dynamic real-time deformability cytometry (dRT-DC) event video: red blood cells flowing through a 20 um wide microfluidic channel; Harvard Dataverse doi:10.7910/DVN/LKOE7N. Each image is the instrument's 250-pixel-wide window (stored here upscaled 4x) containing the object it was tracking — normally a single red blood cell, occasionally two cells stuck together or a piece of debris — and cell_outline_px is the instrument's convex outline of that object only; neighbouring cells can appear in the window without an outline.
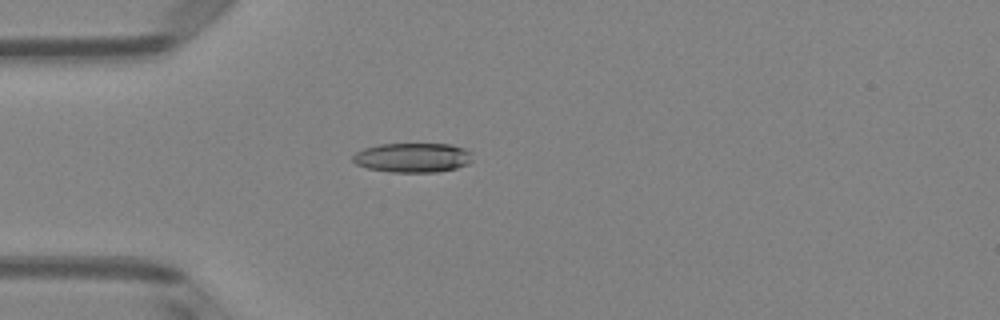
{"species": "Egyptian fruit bat (a non-hibernating species)", "species_latin": "Rousettus aegyptiacus", "temperature_condition": "room temperature", "stored_images_in_passage": 52, "camera_frame_rate_fps": 3000, "um_per_image_px": 0.085, "animal": {"sex": "female"}, "frame": {"image": 1, "passage_image": 15, "time_ms": 4.667, "image_size_px": [1000, 320], "cell_outline_px": [[472, 160], [468, 164], [456, 168], [440, 172], [388, 172], [368, 168], [356, 164], [352, 160], [352, 156], [356, 152], [364, 148], [380, 144], [452, 144], [464, 148], [472, 152]], "centroid_in_image_um": [35.1, 13.4], "position_along_channel_um": 49.9, "area_um2": 20.75}}
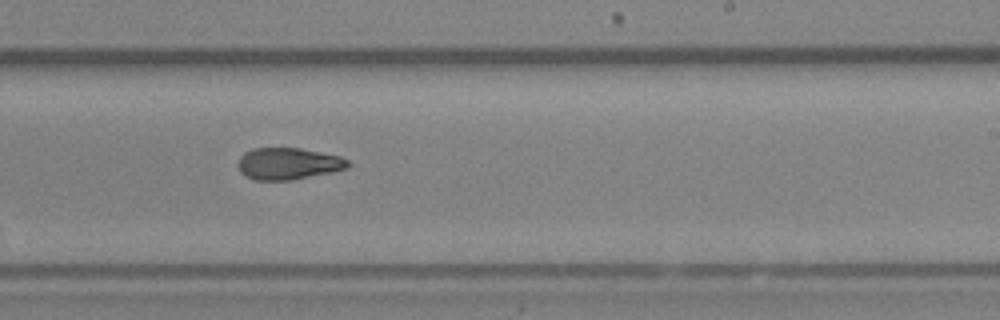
{"frame": {"image": 2, "passage_image": 32, "time_ms": 10.333, "image_size_px": [1000, 320], "cell_outline_px": [[352, 164], [348, 168], [332, 172], [292, 180], [252, 180], [244, 176], [240, 172], [236, 164], [240, 156], [244, 152], [252, 148], [300, 148], [340, 156], [348, 160]], "centroid_in_image_um": [24.47, 13.91], "position_along_channel_um": 264.5, "area_um2": 20.69}}
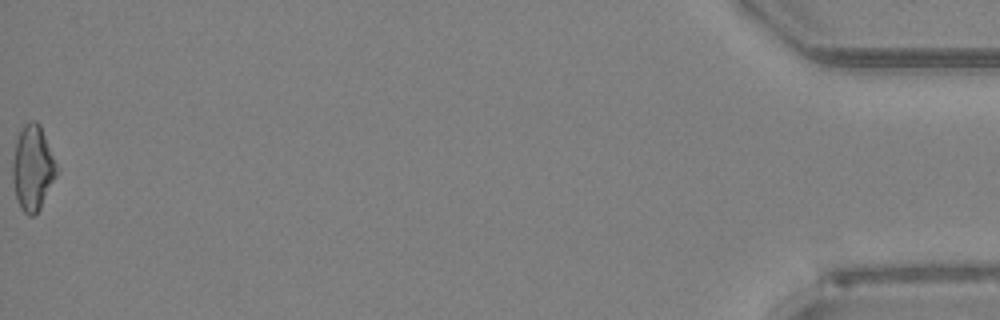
{"frame": {"image": 3, "passage_image": 52, "time_ms": 17.0, "image_size_px": [1000, 320], "cell_outline_px": [[60, 172], [40, 208], [32, 216], [28, 216], [20, 208], [16, 200], [12, 180], [12, 160], [16, 140], [24, 124], [28, 120], [36, 120], [40, 124]], "centroid_in_image_um": [2.78, 14.28], "position_along_channel_um": 432.4, "area_um2": 22.25}, "authors_computed_cell_mechanics": {"area_um2": 21.2993, "velocity_mm_per_s": 4.0056, "shape_relaxation_time_tau1_ms": 9.3512, "shape_relaxation_time_tau2_ms": 3.3083, "deformation_change_tau1": 0.1975, "deformation_change_tau2": 0.116}}